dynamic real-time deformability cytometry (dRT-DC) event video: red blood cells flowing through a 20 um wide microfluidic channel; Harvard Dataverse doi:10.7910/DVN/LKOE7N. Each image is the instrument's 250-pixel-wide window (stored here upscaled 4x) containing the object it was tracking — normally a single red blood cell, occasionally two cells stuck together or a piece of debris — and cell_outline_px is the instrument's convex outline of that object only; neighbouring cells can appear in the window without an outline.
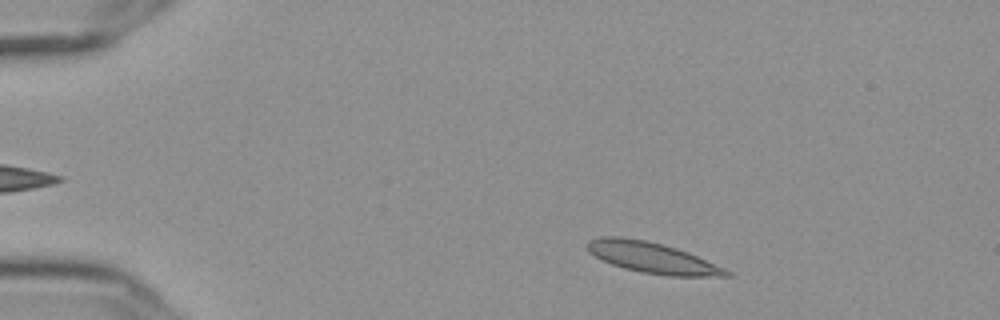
{"species": "Egyptian fruit bat (a non-hibernating species)", "species_latin": "Rousettus aegyptiacus", "temperature_condition": "cold", "stored_images_in_passage": 52, "camera_frame_rate_fps": 3000, "um_per_image_px": 0.085, "frame": {"image": 1, "passage_image": 5, "time_ms": 1.333, "image_size_px": [1000, 320], "cell_outline_px": [[732, 276], [668, 276], [640, 272], [624, 268], [612, 264], [588, 252], [588, 240], [600, 236], [620, 236], [644, 240], [676, 248], [688, 252], [724, 268], [732, 272]], "centroid_in_image_um": [55.44, 21.9], "position_along_channel_um": 29.6, "area_um2": 24.74}}
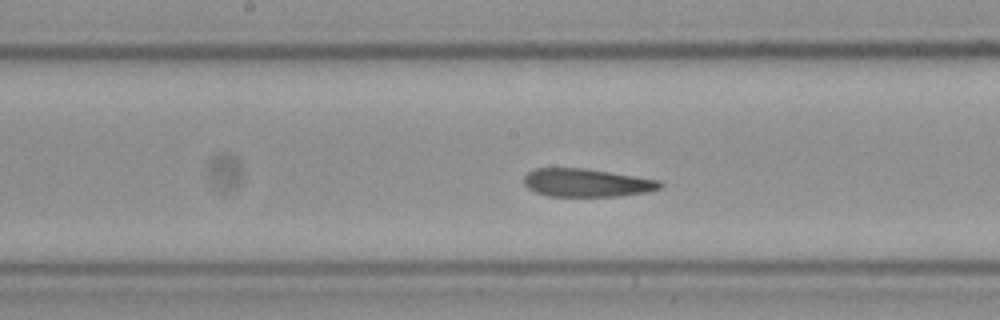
{"frame": {"image": 2, "passage_image": 25, "time_ms": 8.0, "image_size_px": [1000, 320], "cell_outline_px": [[664, 184], [660, 188], [648, 192], [616, 196], [548, 196], [536, 192], [528, 188], [524, 184], [524, 176], [532, 168], [584, 168], [660, 180]], "centroid_in_image_um": [49.86, 15.53], "position_along_channel_um": 198.3, "area_um2": 22.31}}
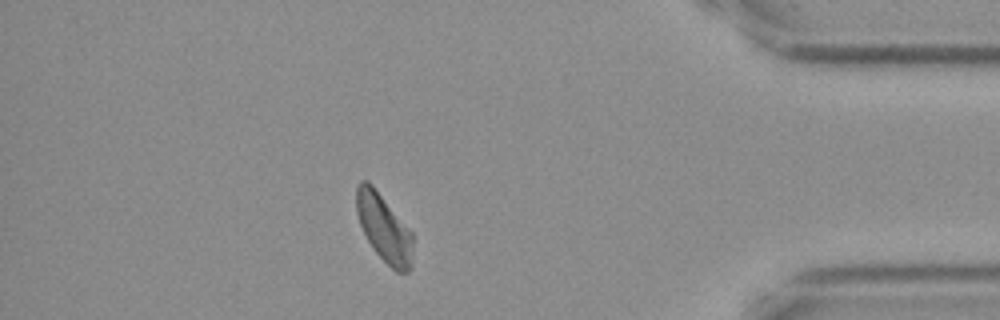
{"frame": {"image": 3, "passage_image": 45, "time_ms": 14.667, "image_size_px": [1000, 320], "cell_outline_px": [[412, 268], [408, 272], [396, 272], [372, 248], [360, 224], [356, 212], [356, 188], [360, 180], [368, 180], [372, 184], [412, 232]], "centroid_in_image_um": [32.63, 19.37], "position_along_channel_um": 402.6, "area_um2": 22.14}, "authors_computed_cell_mechanics": {"area_um2": 23.1778, "velocity_mm_per_s": 3.5968, "shape_relaxation_time_tau1_ms": null, "shape_relaxation_time_tau2_ms": 4.6087, "deformation_change_tau1": null, "deformation_change_tau2": 0.0954}}